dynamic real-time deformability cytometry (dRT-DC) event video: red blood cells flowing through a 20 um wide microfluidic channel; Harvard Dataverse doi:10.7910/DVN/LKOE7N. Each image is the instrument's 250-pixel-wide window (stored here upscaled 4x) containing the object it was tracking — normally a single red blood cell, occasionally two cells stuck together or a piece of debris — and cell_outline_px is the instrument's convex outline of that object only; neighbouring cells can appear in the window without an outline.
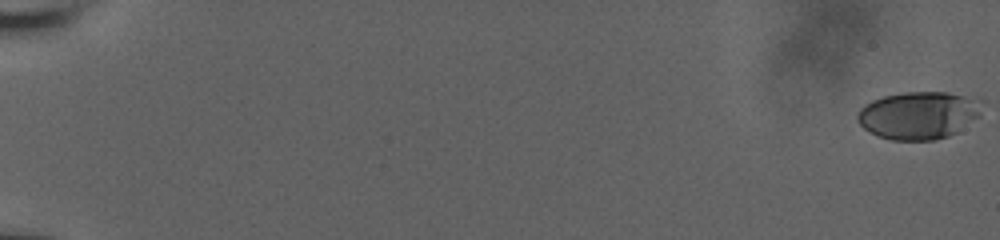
{"species": "human", "species_latin": "Homo sapiens", "temperature_condition": "room temperature", "stored_images_in_passage": 59, "camera_frame_rate_fps": 3000, "um_per_image_px": 0.085, "donor": {"sex": "male"}, "frame": {"image": 1, "passage_image": 1, "time_ms": 0.0, "image_size_px": [1000, 240], "cell_outline_px": [[984, 100], [980, 116], [956, 132], [948, 136], [936, 140], [892, 140], [876, 136], [868, 132], [856, 120], [856, 116], [860, 108], [872, 100], [884, 96], [904, 92], [948, 92]], "centroid_in_image_um": [78.09, 9.79], "position_along_channel_um": 6.9, "area_um2": 34.91}}
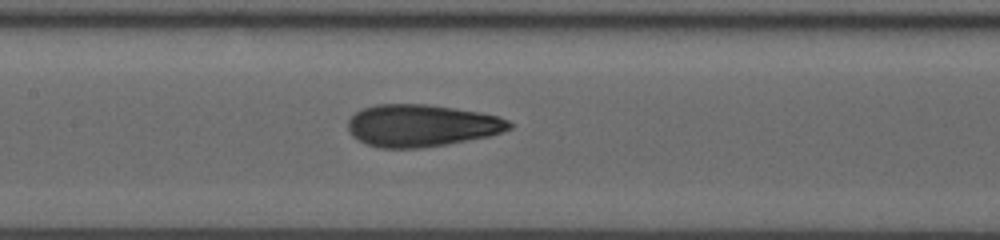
{"frame": {"image": 2, "passage_image": 32, "time_ms": 10.333, "image_size_px": [1000, 240], "cell_outline_px": [[512, 128], [488, 136], [448, 144], [420, 148], [380, 148], [368, 144], [352, 136], [348, 132], [348, 120], [356, 112], [364, 108], [376, 104], [424, 104], [480, 112], [500, 116], [508, 120], [512, 124]], "centroid_in_image_um": [35.82, 10.67], "position_along_channel_um": 171.6, "area_um2": 39.54}}
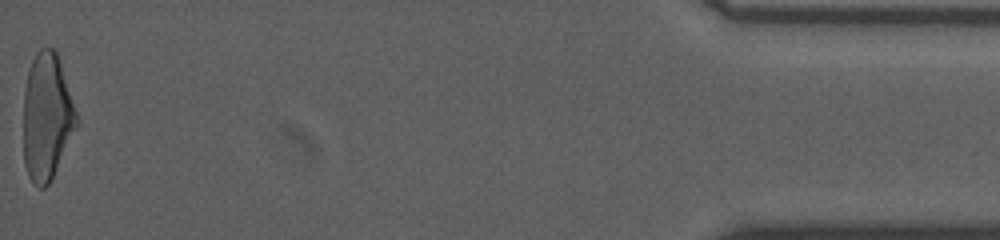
{"frame": {"image": 3, "passage_image": 59, "time_ms": 19.333, "image_size_px": [1000, 240], "cell_outline_px": [[80, 120], [52, 180], [44, 188], [40, 188], [32, 184], [28, 176], [24, 164], [24, 88], [28, 68], [36, 52], [40, 48], [52, 48], [56, 52]], "centroid_in_image_um": [3.98, 9.96], "position_along_channel_um": 431.2, "area_um2": 39.59}, "authors_computed_cell_mechanics": {"area_um2": 38.437, "velocity_mm_per_s": 3.842, "shape_relaxation_time_tau1_ms": 7.2858, "shape_relaxation_time_tau2_ms": 1.1234, "deformation_change_tau1": 0.2027, "deformation_change_tau2": 0.0747}}